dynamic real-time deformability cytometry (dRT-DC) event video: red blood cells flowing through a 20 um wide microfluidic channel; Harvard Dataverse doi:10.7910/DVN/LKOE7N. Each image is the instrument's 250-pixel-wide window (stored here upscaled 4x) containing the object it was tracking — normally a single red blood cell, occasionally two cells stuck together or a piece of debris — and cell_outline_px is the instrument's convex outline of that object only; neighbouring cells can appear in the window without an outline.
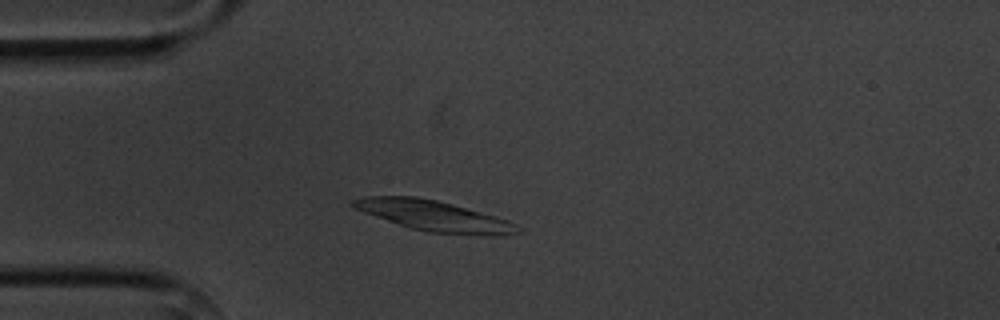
{"species": "common noctule bat (a hibernating species)", "species_latin": "Nyctalus noctula", "temperature_condition": "cold", "stored_images_in_passage": 3, "camera_frame_rate_fps": 3000, "um_per_image_px": 0.085, "animal": {"sex": "male", "body_mass_g": 20.1, "forearm_length_mm": 53.5}, "frame": {"image": 1, "passage_image": 3, "time_ms": 2.333, "image_size_px": [1000, 320], "cell_outline_px": [[524, 232], [504, 236], [488, 236], [428, 232], [412, 228], [352, 208], [348, 204], [352, 200], [368, 196], [416, 196], [436, 200], [452, 204], [496, 216], [508, 220], [524, 228]], "centroid_in_image_um": [36.99, 18.36], "position_along_channel_um": 48.0, "area_um2": 29.36}}